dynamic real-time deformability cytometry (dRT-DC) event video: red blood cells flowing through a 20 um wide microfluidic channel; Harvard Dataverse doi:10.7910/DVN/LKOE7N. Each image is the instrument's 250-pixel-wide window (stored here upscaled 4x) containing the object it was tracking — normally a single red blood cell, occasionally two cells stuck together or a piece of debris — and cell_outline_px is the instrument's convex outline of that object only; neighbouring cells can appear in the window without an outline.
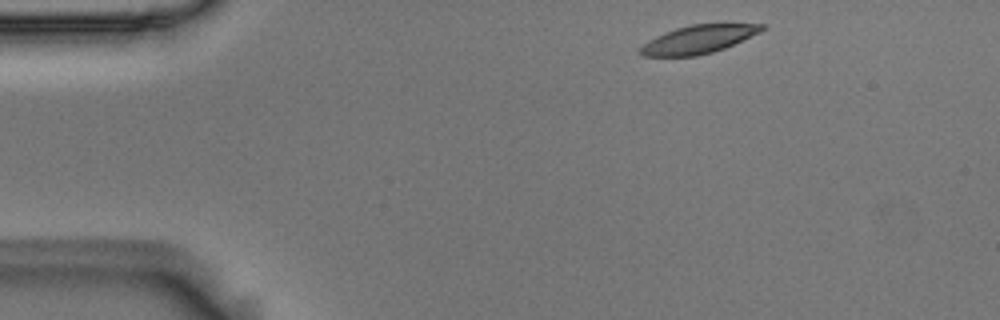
{"species": "Egyptian fruit bat (a non-hibernating species)", "species_latin": "Rousettus aegyptiacus", "temperature_condition": "room temperature", "stored_images_in_passage": 4, "camera_frame_rate_fps": 3000, "um_per_image_px": 0.085, "animal": {"sex": "male"}, "frame": {"image": 1, "passage_image": 1, "time_ms": 0.0, "image_size_px": [1000, 320], "cell_outline_px": [[764, 28], [760, 32], [724, 48], [712, 52], [696, 56], [644, 56], [640, 52], [640, 48], [648, 40], [664, 32], [676, 28], [692, 24], [764, 24]], "centroid_in_image_um": [59.34, 3.34], "position_along_channel_um": 25.7, "area_um2": 19.65}}
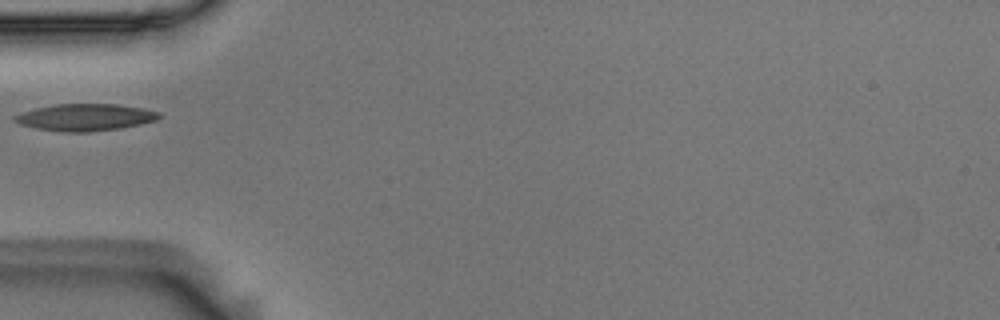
{"frame": {"image": 2, "passage_image": 3, "time_ms": 0.667, "image_size_px": [1000, 320], "cell_outline_px": [[160, 116], [156, 120], [140, 124], [120, 128], [88, 132], [64, 132], [36, 128], [20, 124], [12, 120], [12, 116], [36, 108], [56, 104], [116, 104], [144, 108], [160, 112]], "centroid_in_image_um": [7.24, 9.97], "position_along_channel_um": 77.8, "area_um2": 22.6}}
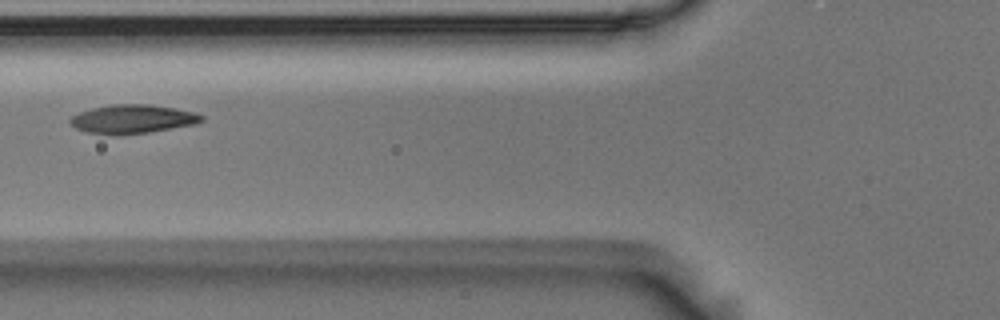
{"frame": {"image": 3, "passage_image": 4, "time_ms": 1.0, "image_size_px": [1000, 320], "cell_outline_px": [[204, 120], [196, 124], [148, 132], [88, 132], [76, 128], [68, 120], [72, 116], [80, 112], [92, 108], [112, 104], [148, 104], [196, 112], [204, 116]], "centroid_in_image_um": [11.33, 10.07], "position_along_channel_um": 114.5, "area_um2": 21.15}}